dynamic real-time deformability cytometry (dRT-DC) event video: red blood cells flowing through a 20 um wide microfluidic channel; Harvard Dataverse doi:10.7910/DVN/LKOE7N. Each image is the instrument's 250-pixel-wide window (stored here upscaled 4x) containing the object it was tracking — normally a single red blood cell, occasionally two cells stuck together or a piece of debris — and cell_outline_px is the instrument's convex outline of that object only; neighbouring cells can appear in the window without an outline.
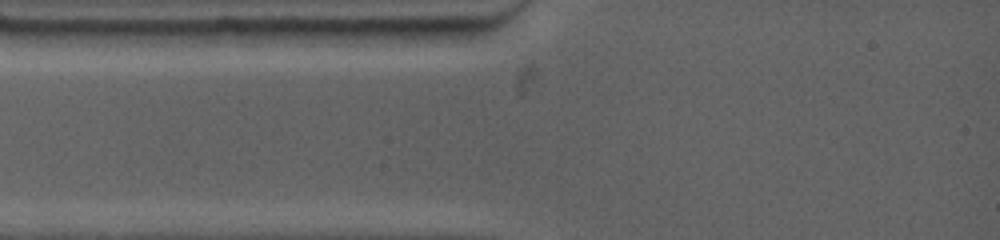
{"species": "common noctule bat (a hibernating species)", "species_latin": "Nyctalus noctula", "temperature_condition": "warm", "stored_images_in_passage": 1, "camera_frame_rate_fps": 4500, "um_per_image_px": 0.085, "animal": {"sex": "female", "body_mass_g": 19.0, "forearm_length_mm": 53.3}, "frame": {"image": 1, "passage_image": 1, "time_ms": 0.0, "image_size_px": [1000, 240], "cell_outline_px": [[504, 20], [500, 24], [468, 44], [392, 48], [384, 44], [376, 28], [500, 20]], "centroid_in_image_um": [37.01, 2.89], "position_along_channel_um": 48.0, "area_um2": 16.42}}